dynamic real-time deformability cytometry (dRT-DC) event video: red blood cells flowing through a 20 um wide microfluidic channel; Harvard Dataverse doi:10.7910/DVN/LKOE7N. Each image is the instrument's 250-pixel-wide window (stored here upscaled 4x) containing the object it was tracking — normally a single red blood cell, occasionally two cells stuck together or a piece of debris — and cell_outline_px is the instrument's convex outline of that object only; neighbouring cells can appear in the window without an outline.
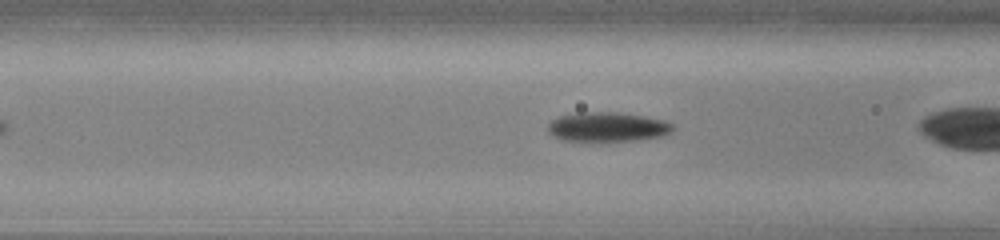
{"species": "common noctule bat (a hibernating species)", "species_latin": "Nyctalus noctula", "temperature_condition": "cold", "stored_images_in_passage": 26, "camera_frame_rate_fps": 3000, "um_per_image_px": 0.085, "animal": {"sex": "male", "body_mass_g": 13.0, "forearm_length_mm": 53.1}, "frame": {"image": 1, "passage_image": 5, "time_ms": 1.333, "image_size_px": [1000, 240], "cell_outline_px": [[672, 128], [668, 132], [656, 136], [632, 140], [600, 144], [564, 140], [548, 132], [548, 124], [552, 120], [560, 116], [584, 112], [616, 112], [664, 120], [672, 124]], "centroid_in_image_um": [51.54, 10.82], "position_along_channel_um": 115.1, "area_um2": 21.5}}
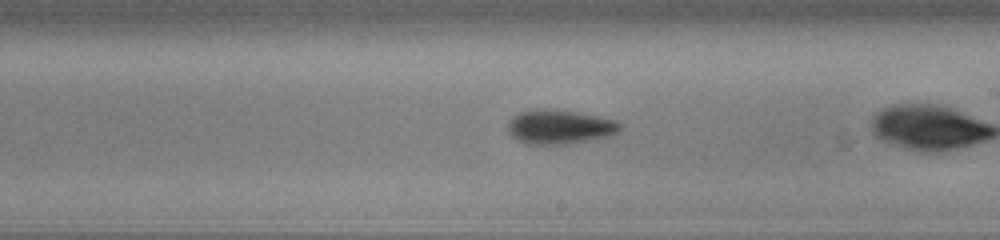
{"frame": {"image": 2, "passage_image": 15, "time_ms": 4.667, "image_size_px": [1000, 240], "cell_outline_px": [[620, 128], [616, 132], [608, 136], [564, 144], [528, 144], [512, 136], [508, 132], [508, 124], [512, 116], [528, 108], [544, 108], [576, 112], [596, 116], [612, 120], [620, 124]], "centroid_in_image_um": [47.48, 10.76], "position_along_channel_um": 241.5, "area_um2": 22.02}}